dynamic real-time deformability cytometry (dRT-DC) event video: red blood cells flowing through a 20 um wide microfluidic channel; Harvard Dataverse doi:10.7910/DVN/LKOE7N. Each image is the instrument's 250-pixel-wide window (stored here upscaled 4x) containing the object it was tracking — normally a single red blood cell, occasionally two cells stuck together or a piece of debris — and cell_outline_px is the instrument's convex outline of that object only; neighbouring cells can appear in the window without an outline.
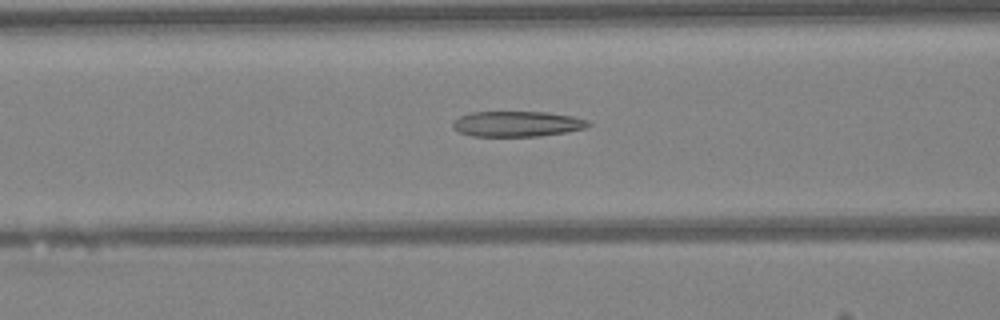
{"species": "Egyptian fruit bat (a non-hibernating species)", "species_latin": "Rousettus aegyptiacus", "temperature_condition": "warm", "stored_images_in_passage": 39, "camera_frame_rate_fps": 3000, "um_per_image_px": 0.085, "animal": {"sex": "female"}, "frame": {"image": 1, "passage_image": 11, "time_ms": 3.333, "image_size_px": [1000, 320], "cell_outline_px": [[592, 124], [584, 128], [564, 132], [540, 136], [472, 136], [460, 132], [452, 124], [460, 116], [472, 112], [548, 112], [572, 116], [588, 120]], "centroid_in_image_um": [43.99, 10.52], "position_along_channel_um": 122.6, "area_um2": 19.88}}
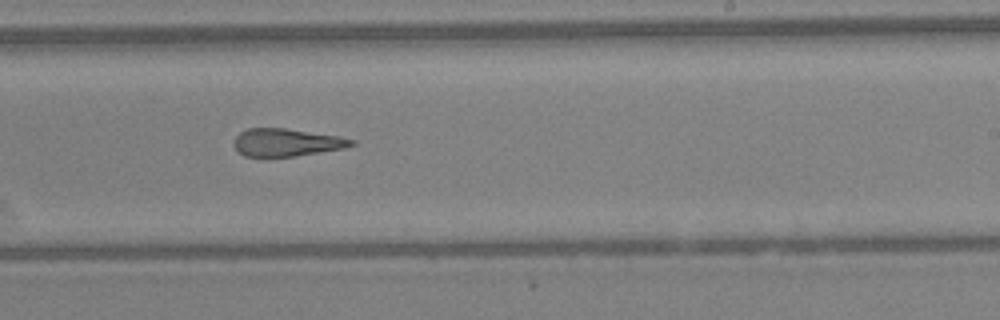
{"frame": {"image": 2, "passage_image": 21, "time_ms": 6.667, "image_size_px": [1000, 320], "cell_outline_px": [[356, 144], [344, 148], [292, 156], [244, 156], [236, 148], [236, 136], [240, 132], [248, 128], [284, 128], [340, 136], [356, 140]], "centroid_in_image_um": [24.4, 12.09], "position_along_channel_um": 264.6, "area_um2": 18.61}}
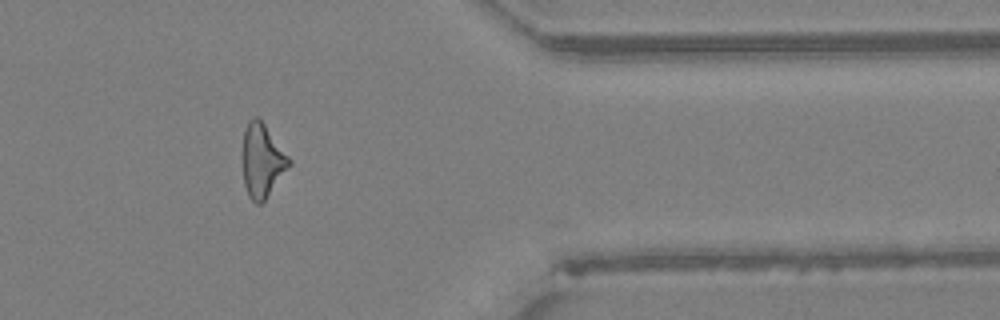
{"frame": {"image": 3, "passage_image": 31, "time_ms": 10.0, "image_size_px": [1000, 320], "cell_outline_px": [[292, 164], [264, 200], [260, 204], [256, 204], [248, 196], [244, 184], [244, 132], [248, 120], [256, 116], [264, 124], [292, 160]], "centroid_in_image_um": [22.31, 13.67], "position_along_channel_um": 389.1, "area_um2": 19.48}, "authors_computed_cell_mechanics": {"area_um2": 20.0566, "velocity_mm_per_s": 4.2924, "shape_relaxation_time_tau1_ms": null, "shape_relaxation_time_tau2_ms": 2.4799, "deformation_change_tau1": null, "deformation_change_tau2": 0.1459}}